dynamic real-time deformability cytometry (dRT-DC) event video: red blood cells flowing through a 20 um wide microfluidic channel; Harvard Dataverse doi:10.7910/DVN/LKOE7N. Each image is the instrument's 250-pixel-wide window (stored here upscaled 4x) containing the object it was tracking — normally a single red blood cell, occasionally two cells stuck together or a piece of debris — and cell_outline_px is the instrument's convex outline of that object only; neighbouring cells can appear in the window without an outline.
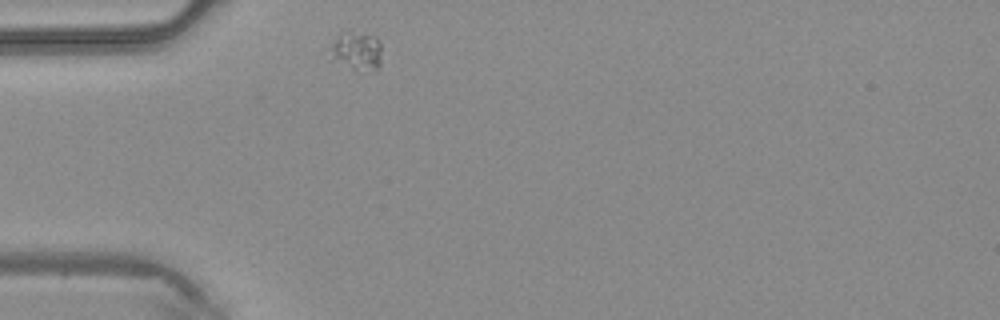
{"species": "common noctule bat (a hibernating species)", "species_latin": "Nyctalus noctula", "temperature_condition": "warm", "stored_images_in_passage": 1, "camera_frame_rate_fps": 3000, "um_per_image_px": 0.085, "animal": {"sex": "male", "body_mass_g": 20.4}, "frame": {"image": 1, "passage_image": 1, "time_ms": 0.0, "image_size_px": [1000, 320], "cell_outline_px": [[380, 68], [356, 72], [328, 60], [328, 48], [340, 32], [372, 36], [380, 44]], "centroid_in_image_um": [30.2, 4.42], "position_along_channel_um": 54.8, "area_um2": 11.85}}